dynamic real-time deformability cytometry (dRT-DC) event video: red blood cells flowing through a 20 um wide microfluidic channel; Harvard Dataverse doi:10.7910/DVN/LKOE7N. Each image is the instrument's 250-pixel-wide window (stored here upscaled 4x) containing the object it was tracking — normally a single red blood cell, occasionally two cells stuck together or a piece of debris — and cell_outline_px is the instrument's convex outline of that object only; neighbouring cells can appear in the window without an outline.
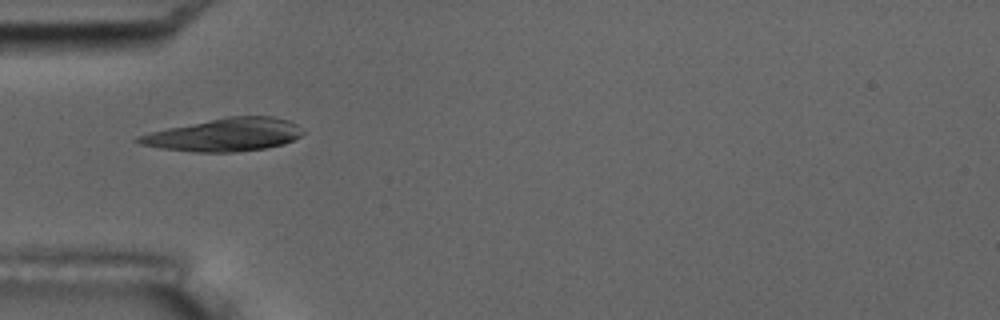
{"species": "common noctule bat (a hibernating species)", "species_latin": "Nyctalus noctula", "temperature_condition": "room temperature", "stored_images_in_passage": 16, "camera_frame_rate_fps": 3000, "um_per_image_px": 0.085, "animal": {"sex": "male", "body_mass_g": 17.5, "forearm_length_mm": 52.3}, "frame": {"image": 1, "passage_image": 5, "time_ms": 5.333, "image_size_px": [1000, 320], "cell_outline_px": [[304, 132], [300, 136], [284, 144], [264, 148], [232, 152], [192, 152], [160, 148], [140, 144], [132, 140], [136, 136], [148, 132], [228, 116], [272, 116], [288, 120], [296, 124]], "centroid_in_image_um": [19.04, 11.46], "position_along_channel_um": 66.0, "area_um2": 31.5}}